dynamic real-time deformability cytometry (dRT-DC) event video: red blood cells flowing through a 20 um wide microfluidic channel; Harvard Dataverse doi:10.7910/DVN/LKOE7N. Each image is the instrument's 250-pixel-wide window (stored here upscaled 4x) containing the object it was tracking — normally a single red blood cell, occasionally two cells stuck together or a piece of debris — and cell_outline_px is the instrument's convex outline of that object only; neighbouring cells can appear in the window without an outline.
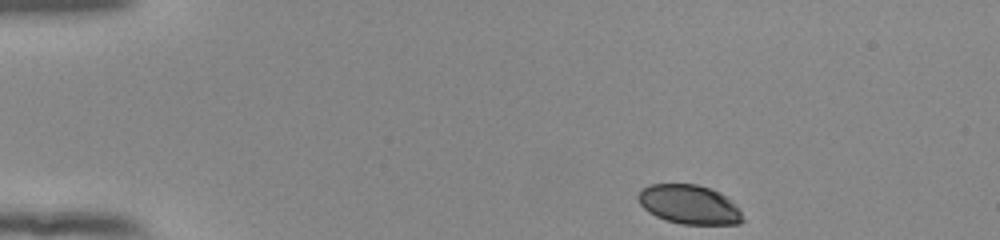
{"species": "human", "species_latin": "Homo sapiens", "temperature_condition": "room temperature", "stored_images_in_passage": 5, "camera_frame_rate_fps": 3000, "um_per_image_px": 0.085, "donor": {"sex": "female"}, "frame": {"image": 1, "passage_image": 1, "time_ms": 0.0, "image_size_px": [1000, 240], "cell_outline_px": [[744, 220], [740, 224], [680, 224], [656, 216], [648, 212], [640, 204], [636, 196], [640, 188], [648, 184], [696, 184], [712, 188], [720, 192], [740, 208]], "centroid_in_image_um": [58.58, 17.37], "position_along_channel_um": 26.4, "area_um2": 24.16}}